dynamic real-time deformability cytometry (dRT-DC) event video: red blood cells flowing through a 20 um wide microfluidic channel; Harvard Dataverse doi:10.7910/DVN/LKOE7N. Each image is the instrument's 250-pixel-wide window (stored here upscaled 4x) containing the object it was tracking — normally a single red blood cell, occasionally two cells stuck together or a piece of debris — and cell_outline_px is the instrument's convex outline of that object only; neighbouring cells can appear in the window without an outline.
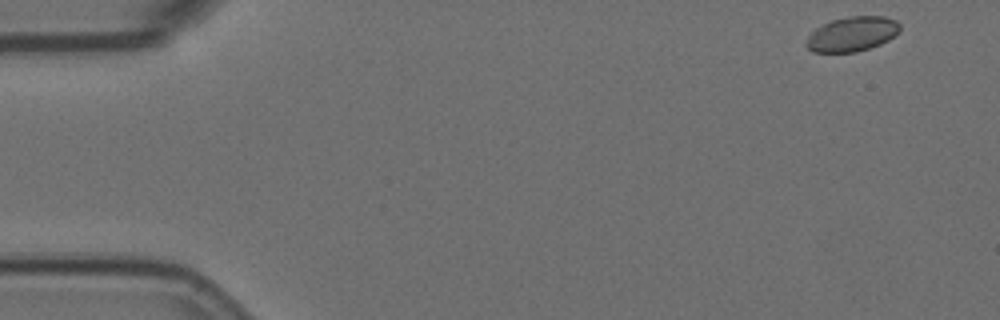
{"species": "Egyptian fruit bat (a non-hibernating species)", "species_latin": "Rousettus aegyptiacus", "temperature_condition": "room temperature", "stored_images_in_passage": 3, "camera_frame_rate_fps": 3000, "um_per_image_px": 0.085, "animal": {"sex": "female"}, "frame": {"image": 1, "passage_image": 1, "time_ms": 0.0, "image_size_px": [1000, 320], "cell_outline_px": [[900, 32], [888, 40], [880, 44], [856, 52], [812, 52], [804, 44], [808, 36], [816, 28], [832, 20], [848, 16], [884, 16], [896, 20], [900, 24]], "centroid_in_image_um": [72.44, 2.89], "position_along_channel_um": 12.6, "area_um2": 18.96}}